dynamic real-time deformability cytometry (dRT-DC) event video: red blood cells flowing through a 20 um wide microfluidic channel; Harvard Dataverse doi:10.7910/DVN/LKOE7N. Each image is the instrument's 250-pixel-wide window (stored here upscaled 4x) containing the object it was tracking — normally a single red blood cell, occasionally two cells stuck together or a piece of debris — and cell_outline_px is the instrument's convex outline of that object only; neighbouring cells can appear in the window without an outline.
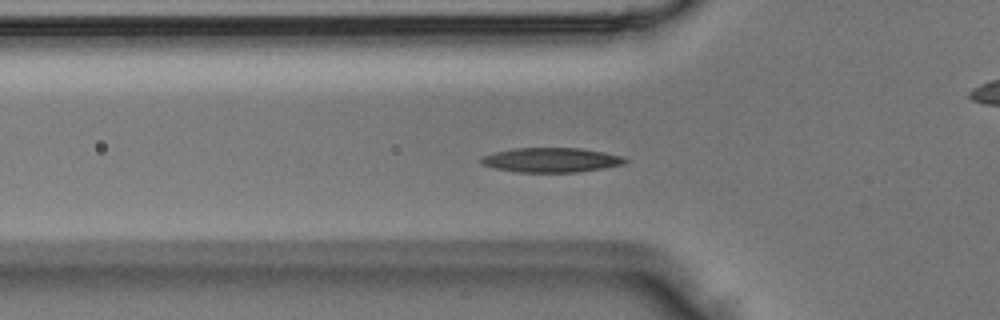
{"species": "Egyptian fruit bat (a non-hibernating species)", "species_latin": "Rousettus aegyptiacus", "temperature_condition": "room temperature", "stored_images_in_passage": 41, "camera_frame_rate_fps": 3000, "um_per_image_px": 0.085, "animal": {"sex": "male"}, "frame": {"image": 1, "passage_image": 12, "time_ms": 3.667, "image_size_px": [1000, 320], "cell_outline_px": [[628, 160], [624, 164], [604, 168], [576, 172], [520, 172], [496, 168], [480, 164], [480, 156], [496, 152], [516, 148], [580, 148], [604, 152], [624, 156]], "centroid_in_image_um": [46.87, 13.59], "position_along_channel_um": 78.9, "area_um2": 20.58}}
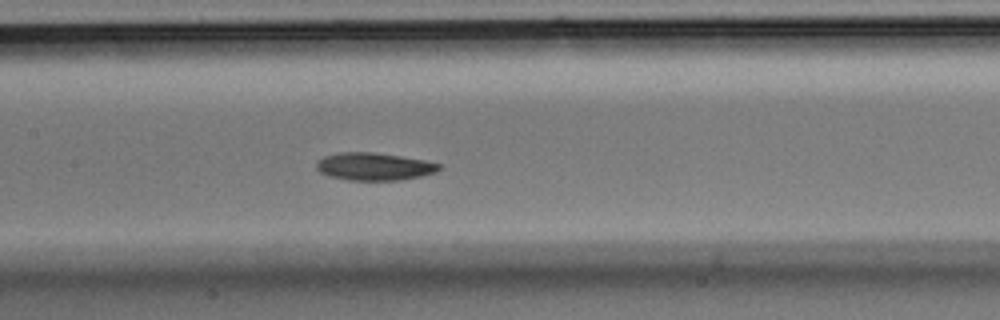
{"frame": {"image": 2, "passage_image": 19, "time_ms": 6.0, "image_size_px": [1000, 320], "cell_outline_px": [[440, 168], [436, 172], [420, 176], [400, 180], [348, 180], [328, 176], [320, 172], [316, 168], [316, 160], [324, 156], [336, 152], [372, 152], [400, 156], [424, 160], [440, 164]], "centroid_in_image_um": [31.74, 14.15], "position_along_channel_um": 175.7, "area_um2": 19.77}}
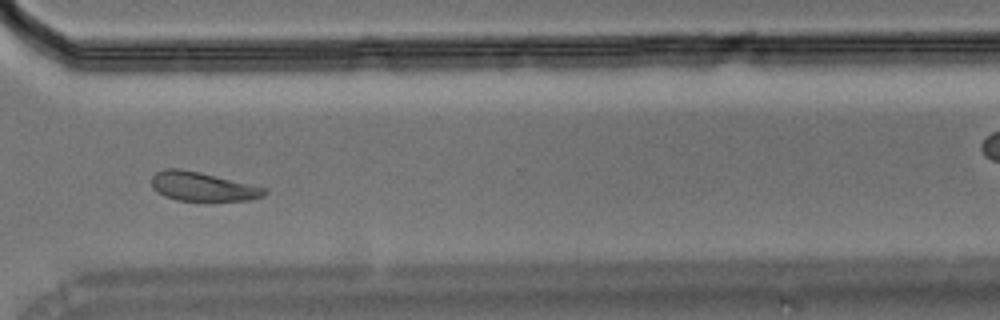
{"frame": {"image": 3, "passage_image": 32, "time_ms": 10.333, "image_size_px": [1000, 320], "cell_outline_px": [[268, 192], [264, 196], [248, 200], [208, 204], [176, 200], [164, 196], [152, 188], [152, 176], [156, 172], [164, 168], [180, 168], [200, 172], [268, 188]], "centroid_in_image_um": [17.25, 15.91], "position_along_channel_um": 353.3, "area_um2": 20.11}}